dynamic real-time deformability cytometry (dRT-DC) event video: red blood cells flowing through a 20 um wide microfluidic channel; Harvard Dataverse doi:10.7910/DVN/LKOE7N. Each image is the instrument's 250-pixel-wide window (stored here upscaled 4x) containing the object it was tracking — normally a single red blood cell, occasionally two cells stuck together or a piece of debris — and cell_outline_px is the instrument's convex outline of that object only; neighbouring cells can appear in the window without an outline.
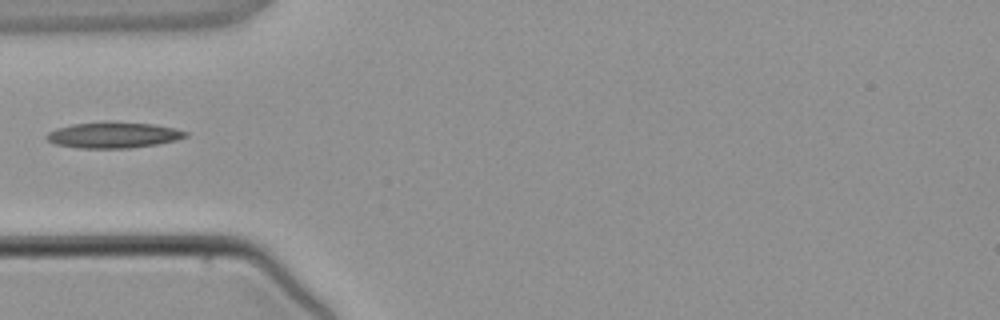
{"species": "common noctule bat (a hibernating species)", "species_latin": "Nyctalus noctula", "temperature_condition": "warm", "stored_images_in_passage": 4, "camera_frame_rate_fps": 3000, "um_per_image_px": 0.085, "animal": {"sex": "male", "body_mass_g": 21.5, "forearm_length_mm": 52.0}, "frame": {"image": 1, "passage_image": 4, "time_ms": 3.667, "image_size_px": [1000, 320], "cell_outline_px": [[188, 136], [176, 140], [156, 144], [128, 148], [80, 148], [56, 144], [48, 140], [44, 136], [48, 132], [56, 128], [72, 124], [152, 124], [176, 128], [188, 132]], "centroid_in_image_um": [9.64, 11.51], "position_along_channel_um": 75.4, "area_um2": 20.11}}